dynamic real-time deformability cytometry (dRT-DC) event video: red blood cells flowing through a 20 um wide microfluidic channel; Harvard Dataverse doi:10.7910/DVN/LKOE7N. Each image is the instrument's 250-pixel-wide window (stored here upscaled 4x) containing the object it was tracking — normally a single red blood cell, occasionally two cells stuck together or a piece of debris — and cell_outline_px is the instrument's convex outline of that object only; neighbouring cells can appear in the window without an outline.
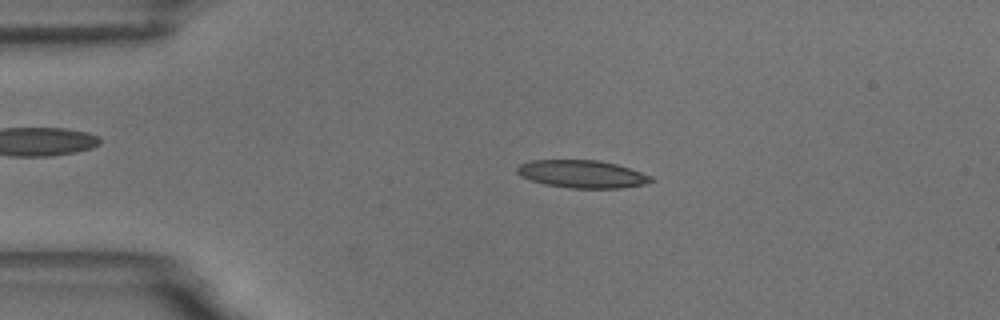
{"species": "common noctule bat (a hibernating species)", "species_latin": "Nyctalus noctula", "temperature_condition": "room temperature", "stored_images_in_passage": 48, "camera_frame_rate_fps": 3000, "um_per_image_px": 0.085, "animal": {"sex": "male", "body_mass_g": 18.8}, "frame": {"image": 1, "passage_image": 11, "time_ms": 3.333, "image_size_px": [1000, 320], "cell_outline_px": [[656, 180], [644, 184], [620, 188], [568, 188], [544, 184], [520, 176], [516, 172], [516, 168], [520, 164], [532, 160], [600, 160], [616, 164], [652, 176]], "centroid_in_image_um": [49.47, 14.79], "position_along_channel_um": 35.5, "area_um2": 21.62}}
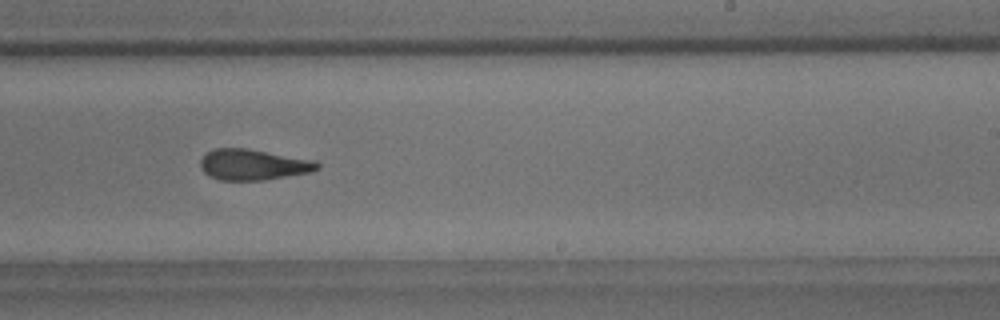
{"frame": {"image": 2, "passage_image": 34, "time_ms": 11.0, "image_size_px": [1000, 320], "cell_outline_px": [[320, 168], [312, 172], [264, 180], [220, 180], [208, 176], [200, 168], [200, 160], [208, 152], [216, 148], [248, 148], [316, 160], [320, 164]], "centroid_in_image_um": [21.55, 13.99], "position_along_channel_um": 267.5, "area_um2": 21.21}}
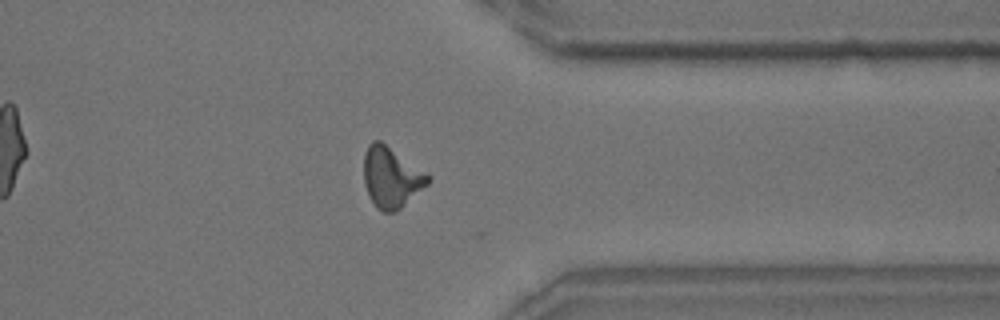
{"frame": {"image": 3, "passage_image": 44, "time_ms": 14.333, "image_size_px": [1000, 320], "cell_outline_px": [[432, 180], [428, 184], [396, 212], [384, 212], [376, 208], [368, 196], [364, 184], [364, 152], [368, 144], [372, 140], [380, 140], [432, 176]], "centroid_in_image_um": [33.25, 15.07], "position_along_channel_um": 378.1, "area_um2": 22.89}, "authors_computed_cell_mechanics": {"area_um2": 21.5594, "velocity_mm_per_s": 3.5023, "shape_relaxation_time_tau1_ms": 9.2053, "shape_relaxation_time_tau2_ms": 1.8263, "deformation_change_tau1": 0.2412, "deformation_change_tau2": 0.1068}}